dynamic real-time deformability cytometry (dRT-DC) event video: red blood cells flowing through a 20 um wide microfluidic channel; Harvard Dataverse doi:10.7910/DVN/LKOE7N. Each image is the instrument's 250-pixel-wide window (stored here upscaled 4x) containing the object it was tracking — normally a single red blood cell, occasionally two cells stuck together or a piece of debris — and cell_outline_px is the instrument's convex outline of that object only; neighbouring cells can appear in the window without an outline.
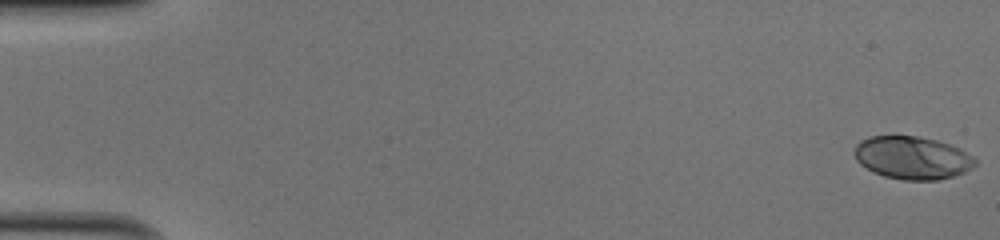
{"species": "human", "species_latin": "Homo sapiens", "temperature_condition": "cold", "stored_images_in_passage": 51, "camera_frame_rate_fps": 3000, "um_per_image_px": 0.085, "donor": {"sex": "male"}, "frame": {"image": 1, "passage_image": 1, "time_ms": 0.0, "image_size_px": [1000, 240], "cell_outline_px": [[976, 164], [972, 168], [964, 172], [952, 176], [936, 180], [904, 180], [884, 176], [872, 172], [860, 164], [856, 160], [852, 152], [856, 144], [860, 140], [868, 136], [916, 136], [936, 140], [948, 144], [972, 156], [976, 160]], "centroid_in_image_um": [77.48, 13.41], "position_along_channel_um": 7.5, "area_um2": 30.11}}
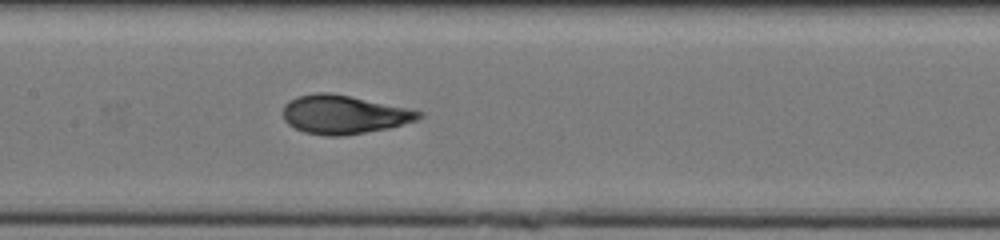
{"frame": {"image": 2, "passage_image": 26, "time_ms": 8.333, "image_size_px": [1000, 240], "cell_outline_px": [[424, 116], [416, 120], [388, 128], [344, 136], [328, 136], [304, 132], [288, 124], [284, 120], [284, 104], [288, 100], [296, 96], [316, 92], [332, 92], [408, 108], [424, 112]], "centroid_in_image_um": [29.21, 9.72], "position_along_channel_um": 178.2, "area_um2": 30.69}}
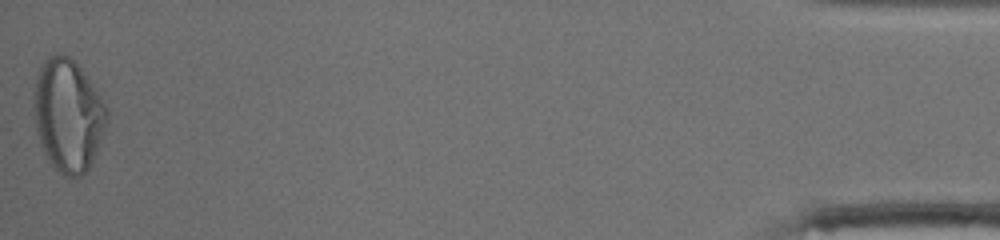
{"frame": {"image": 3, "passage_image": 51, "time_ms": 16.667, "image_size_px": [1000, 240], "cell_outline_px": [[108, 120], [96, 152], [88, 168], [80, 176], [64, 176], [52, 164], [44, 152], [40, 144], [36, 132], [32, 104], [36, 76], [44, 60], [48, 56], [56, 52], [60, 52], [68, 56], [80, 68], [100, 96], [108, 108]], "centroid_in_image_um": [5.75, 9.77], "position_along_channel_um": 429.4, "area_um2": 47.8}, "authors_computed_cell_mechanics": {"area_um2": 30.1138, "velocity_mm_per_s": 4.0869, "shape_relaxation_time_tau1_ms": 4.5168, "shape_relaxation_time_tau2_ms": 0.9381, "deformation_change_tau1": 0.2038, "deformation_change_tau2": 0.0444}}